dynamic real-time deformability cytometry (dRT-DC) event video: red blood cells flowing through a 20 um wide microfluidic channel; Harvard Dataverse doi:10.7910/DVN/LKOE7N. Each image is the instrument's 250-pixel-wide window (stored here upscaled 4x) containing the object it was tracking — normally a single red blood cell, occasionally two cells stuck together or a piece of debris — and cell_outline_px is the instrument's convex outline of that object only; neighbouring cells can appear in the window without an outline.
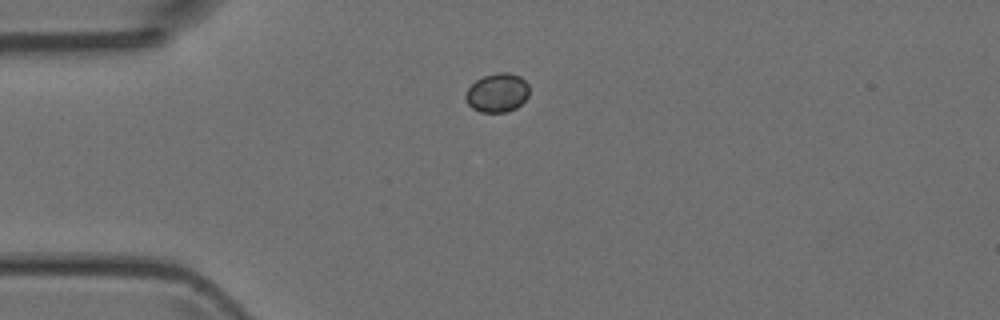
{"species": "Egyptian fruit bat (a non-hibernating species)", "species_latin": "Rousettus aegyptiacus", "temperature_condition": "room temperature", "stored_images_in_passage": 4, "camera_frame_rate_fps": 3000, "um_per_image_px": 0.085, "animal": {"sex": "female"}, "frame": {"image": 1, "passage_image": 1, "time_ms": 0.0, "image_size_px": [1000, 320], "cell_outline_px": [[528, 96], [516, 108], [504, 112], [480, 112], [472, 108], [468, 104], [464, 96], [468, 88], [476, 80], [484, 76], [496, 72], [508, 72], [520, 76], [528, 84]], "centroid_in_image_um": [42.25, 7.87], "position_along_channel_um": 42.7, "area_um2": 14.39}}
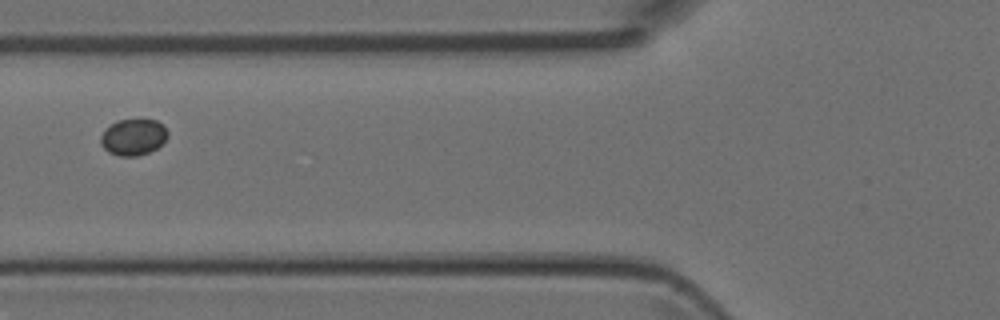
{"frame": {"image": 2, "passage_image": 3, "time_ms": 2.333, "image_size_px": [1000, 320], "cell_outline_px": [[168, 136], [156, 148], [148, 152], [136, 156], [120, 156], [108, 152], [100, 144], [100, 136], [116, 120], [156, 120], [164, 124], [168, 132]], "centroid_in_image_um": [11.33, 11.65], "position_along_channel_um": 114.5, "area_um2": 14.05}}
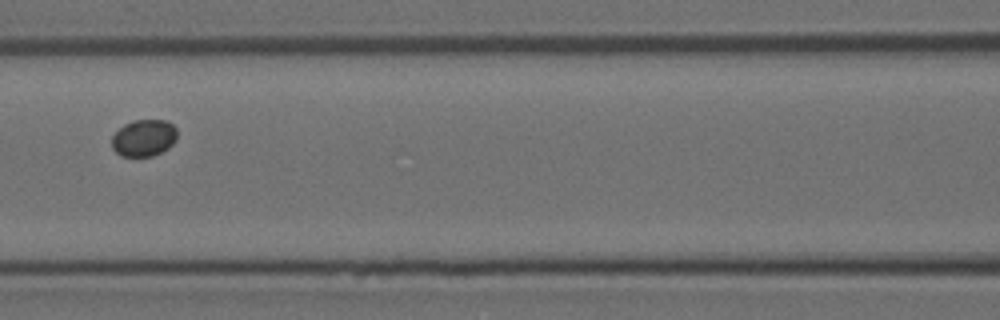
{"frame": {"image": 3, "passage_image": 4, "time_ms": 3.333, "image_size_px": [1000, 320], "cell_outline_px": [[176, 140], [168, 148], [152, 156], [120, 156], [112, 148], [112, 136], [124, 124], [132, 120], [168, 120], [176, 128]], "centroid_in_image_um": [12.22, 11.71], "position_along_channel_um": 154.4, "area_um2": 14.05}}